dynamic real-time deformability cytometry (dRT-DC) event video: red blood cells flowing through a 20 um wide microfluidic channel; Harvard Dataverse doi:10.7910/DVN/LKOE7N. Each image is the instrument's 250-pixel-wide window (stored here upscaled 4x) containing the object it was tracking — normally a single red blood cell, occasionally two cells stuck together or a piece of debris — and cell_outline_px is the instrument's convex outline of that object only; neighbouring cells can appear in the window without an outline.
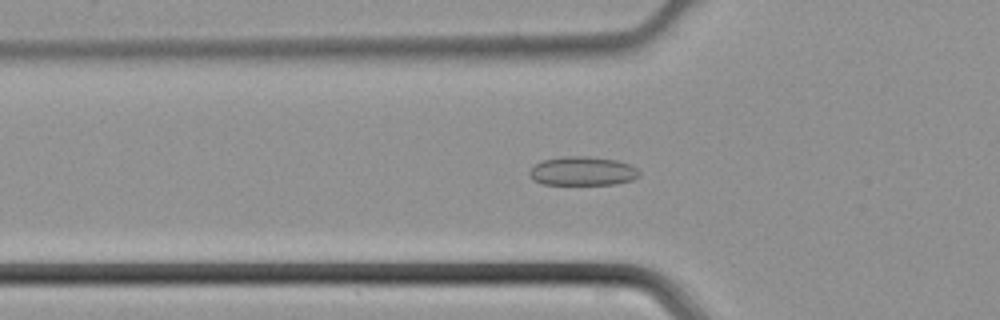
{"species": "common noctule bat (a hibernating species)", "species_latin": "Nyctalus noctula", "temperature_condition": "cold", "stored_images_in_passage": 40, "camera_frame_rate_fps": 3000, "um_per_image_px": 0.085, "animal": {"sex": "male", "body_mass_g": 21.5, "forearm_length_mm": 52.0}, "frame": {"image": 1, "passage_image": 10, "time_ms": 3.0, "image_size_px": [1000, 320], "cell_outline_px": [[640, 176], [632, 180], [616, 184], [544, 184], [532, 180], [528, 172], [536, 164], [544, 160], [560, 156], [588, 156], [616, 160], [628, 164], [636, 168], [640, 172]], "centroid_in_image_um": [49.52, 14.54], "position_along_channel_um": 76.3, "area_um2": 18.5}}
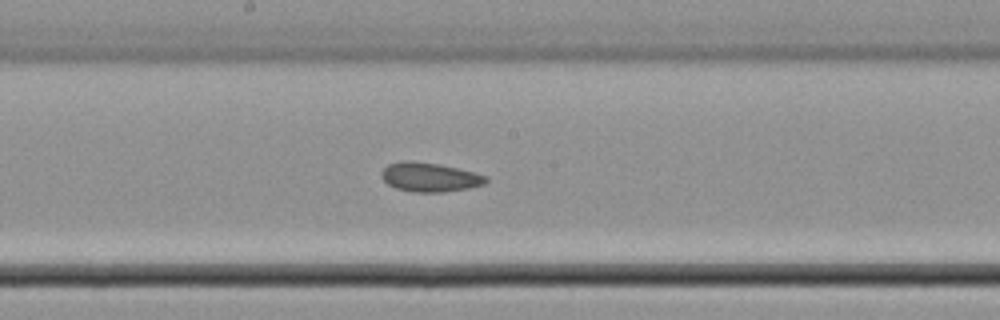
{"frame": {"image": 2, "passage_image": 19, "time_ms": 6.0, "image_size_px": [1000, 320], "cell_outline_px": [[488, 180], [484, 184], [468, 188], [444, 192], [412, 192], [396, 188], [388, 184], [380, 176], [380, 172], [388, 164], [400, 160], [408, 160], [440, 164], [488, 176]], "centroid_in_image_um": [36.49, 15.05], "position_along_channel_um": 211.7, "area_um2": 17.8}}
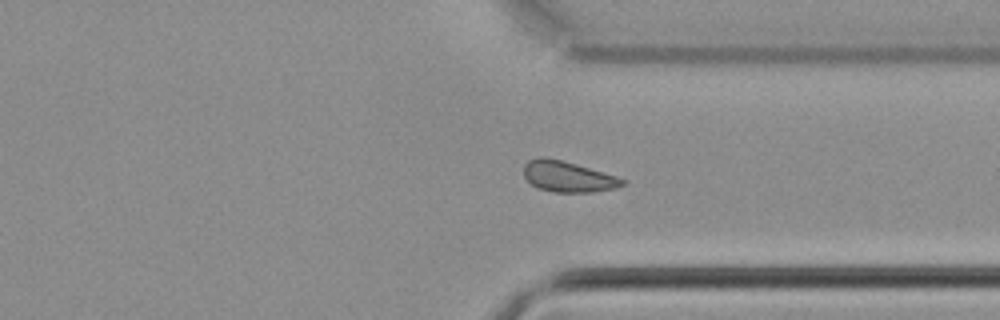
{"frame": {"image": 3, "passage_image": 29, "time_ms": 9.333, "image_size_px": [1000, 320], "cell_outline_px": [[624, 184], [616, 188], [592, 192], [556, 192], [536, 188], [524, 176], [524, 164], [528, 160], [540, 156], [544, 156], [576, 164], [616, 176], [624, 180]], "centroid_in_image_um": [48.23, 15.01], "position_along_channel_um": 363.2, "area_um2": 17.57}}